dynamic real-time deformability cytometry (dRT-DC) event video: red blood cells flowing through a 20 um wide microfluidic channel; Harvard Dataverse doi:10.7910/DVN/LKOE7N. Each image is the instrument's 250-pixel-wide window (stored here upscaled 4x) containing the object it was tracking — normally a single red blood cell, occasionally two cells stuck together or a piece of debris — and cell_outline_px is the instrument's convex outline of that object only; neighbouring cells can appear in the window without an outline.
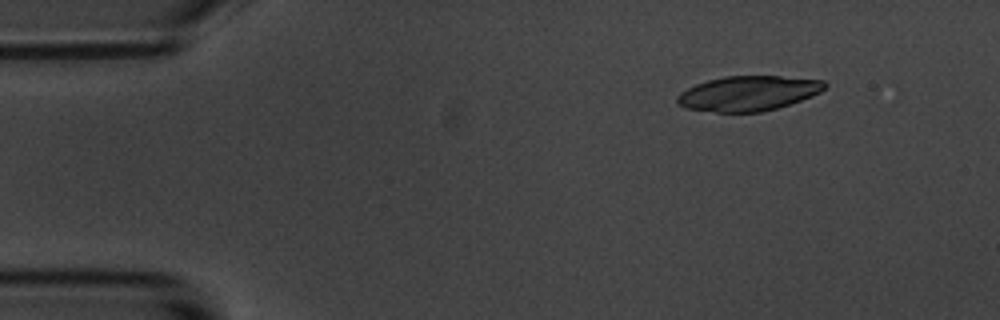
{"species": "common noctule bat (a hibernating species)", "species_latin": "Nyctalus noctula", "temperature_condition": "room temperature", "stored_images_in_passage": 6, "camera_frame_rate_fps": 3000, "um_per_image_px": 0.085, "animal": {"sex": "male", "body_mass_g": 20.1, "forearm_length_mm": 53.5}, "frame": {"image": 1, "passage_image": 1, "time_ms": 0.0, "image_size_px": [1000, 320], "cell_outline_px": [[828, 84], [820, 92], [812, 96], [776, 108], [760, 112], [716, 112], [684, 108], [676, 104], [676, 96], [680, 92], [696, 84], [708, 80], [724, 76], [780, 76], [824, 80]], "centroid_in_image_um": [63.57, 7.93], "position_along_channel_um": 21.4, "area_um2": 30.0}}